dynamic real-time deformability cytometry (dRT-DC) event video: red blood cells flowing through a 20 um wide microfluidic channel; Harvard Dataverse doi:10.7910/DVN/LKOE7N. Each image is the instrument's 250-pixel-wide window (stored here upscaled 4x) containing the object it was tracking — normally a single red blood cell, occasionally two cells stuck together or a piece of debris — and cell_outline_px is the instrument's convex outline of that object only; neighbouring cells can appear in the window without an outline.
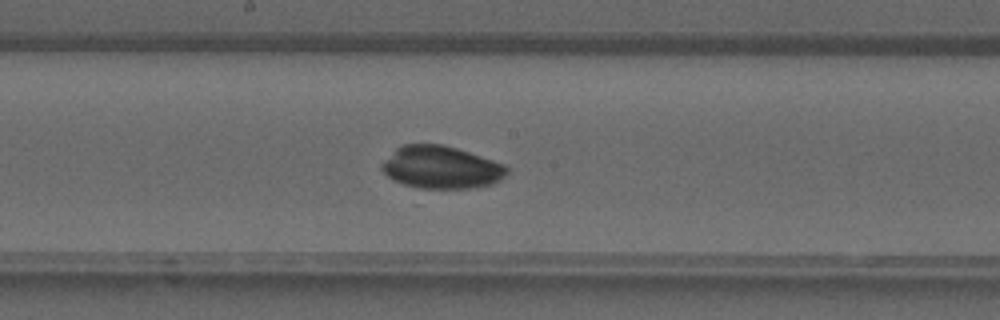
{"species": "common noctule bat (a hibernating species)", "species_latin": "Nyctalus noctula", "temperature_condition": "warm", "stored_images_in_passage": 26, "camera_frame_rate_fps": 3000, "um_per_image_px": 0.085, "animal": {"sex": "male", "forearm_length_mm": 52.5}, "frame": {"image": 1, "passage_image": 22, "time_ms": 7.0, "image_size_px": [1000, 320], "cell_outline_px": [[508, 172], [500, 180], [492, 184], [476, 188], [420, 188], [404, 184], [392, 180], [380, 168], [380, 164], [396, 148], [404, 144], [444, 144], [504, 164], [508, 168]], "centroid_in_image_um": [37.48, 14.23], "position_along_channel_um": 210.7, "area_um2": 30.98}}